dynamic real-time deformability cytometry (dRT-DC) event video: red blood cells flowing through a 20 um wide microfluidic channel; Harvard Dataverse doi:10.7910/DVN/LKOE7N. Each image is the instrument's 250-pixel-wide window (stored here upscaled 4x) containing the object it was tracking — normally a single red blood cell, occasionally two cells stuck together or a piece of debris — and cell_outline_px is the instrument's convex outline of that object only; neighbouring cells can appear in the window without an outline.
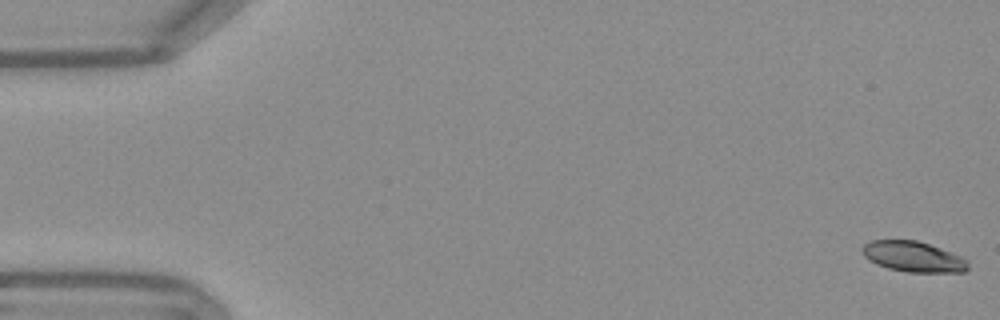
{"species": "Egyptian fruit bat (a non-hibernating species)", "species_latin": "Rousettus aegyptiacus", "temperature_condition": "warm", "stored_images_in_passage": 19, "camera_frame_rate_fps": 3000, "um_per_image_px": 0.085, "frame": {"image": 1, "passage_image": 1, "time_ms": 0.0, "image_size_px": [1000, 320], "cell_outline_px": [[968, 268], [964, 272], [908, 272], [888, 268], [876, 264], [868, 260], [864, 256], [860, 248], [864, 244], [872, 240], [916, 240], [940, 248], [960, 256], [968, 260]], "centroid_in_image_um": [77.6, 21.82], "position_along_channel_um": 7.4, "area_um2": 18.79}}
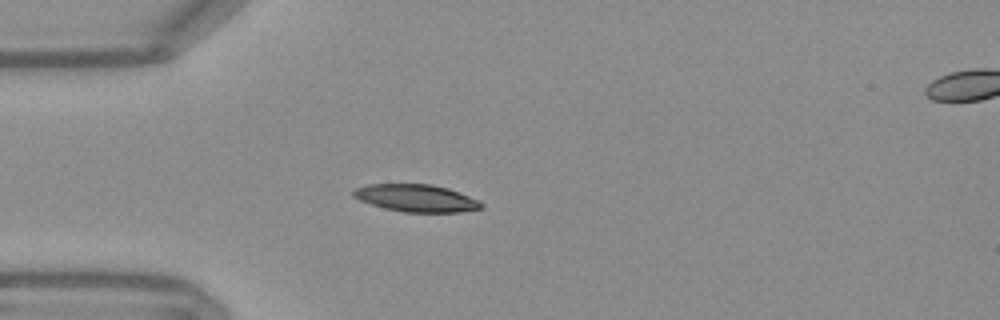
{"frame": {"image": 2, "passage_image": 15, "time_ms": 4.667, "image_size_px": [1000, 320], "cell_outline_px": [[484, 208], [460, 212], [404, 212], [384, 208], [360, 200], [352, 196], [352, 188], [368, 184], [432, 184], [448, 188], [480, 200], [484, 204]], "centroid_in_image_um": [35.39, 16.83], "position_along_channel_um": 49.6, "area_um2": 20.58}}